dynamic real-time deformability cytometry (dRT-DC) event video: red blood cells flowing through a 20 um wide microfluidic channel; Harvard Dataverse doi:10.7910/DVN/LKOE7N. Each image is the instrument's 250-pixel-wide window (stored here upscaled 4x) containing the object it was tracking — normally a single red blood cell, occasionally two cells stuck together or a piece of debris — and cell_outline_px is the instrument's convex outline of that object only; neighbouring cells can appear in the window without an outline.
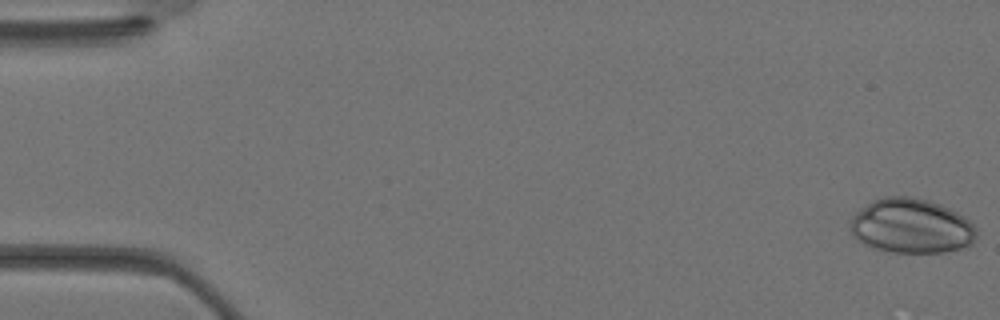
{"species": "Egyptian fruit bat (a non-hibernating species)", "species_latin": "Rousettus aegyptiacus", "temperature_condition": "warm", "stored_images_in_passage": 25, "camera_frame_rate_fps": 3000, "um_per_image_px": 0.085, "animal": {"sex": "female"}, "frame": {"image": 1, "passage_image": 1, "time_ms": 0.0, "image_size_px": [1000, 320], "cell_outline_px": [[976, 236], [972, 244], [968, 248], [944, 252], [892, 252], [872, 248], [864, 244], [852, 236], [852, 220], [856, 212], [860, 208], [872, 200], [884, 196], [908, 196], [928, 200], [940, 204], [964, 216], [976, 228]], "centroid_in_image_um": [77.48, 19.22], "position_along_channel_um": 7.5, "area_um2": 40.29}}
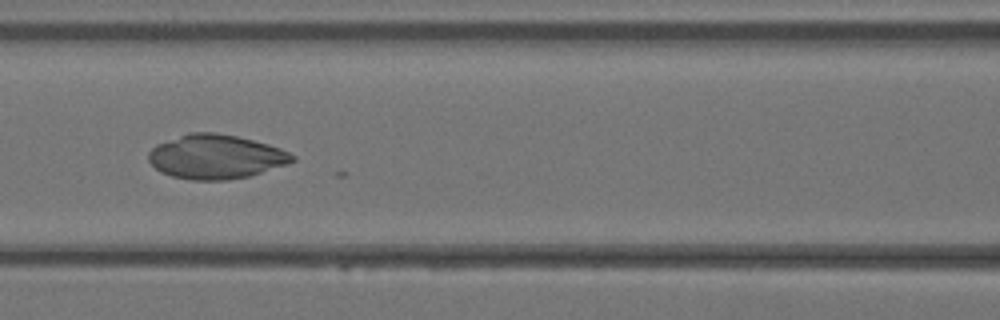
{"frame": {"image": 2, "passage_image": 16, "time_ms": 5.0, "image_size_px": [1000, 320], "cell_outline_px": [[296, 160], [288, 164], [248, 176], [228, 180], [192, 180], [172, 176], [160, 172], [148, 160], [148, 152], [156, 144], [188, 132], [216, 132], [236, 136], [268, 144], [280, 148], [296, 156]], "centroid_in_image_um": [18.33, 13.32], "position_along_channel_um": 148.3, "area_um2": 37.11}}